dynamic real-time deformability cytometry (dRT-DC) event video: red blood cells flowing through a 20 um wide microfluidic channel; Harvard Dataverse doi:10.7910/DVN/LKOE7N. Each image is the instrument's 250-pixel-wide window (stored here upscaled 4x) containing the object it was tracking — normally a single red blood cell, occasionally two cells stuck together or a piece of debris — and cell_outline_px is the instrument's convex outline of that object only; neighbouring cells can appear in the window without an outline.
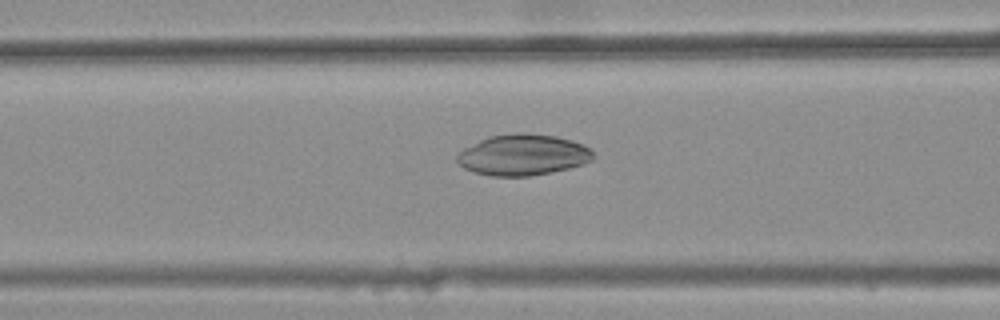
{"species": "common noctule bat (a hibernating species)", "species_latin": "Nyctalus noctula", "temperature_condition": "warm", "stored_images_in_passage": 34, "camera_frame_rate_fps": 3000, "um_per_image_px": 0.085, "animal": {"sex": "female", "body_mass_g": 25.1}, "frame": {"image": 1, "passage_image": 9, "time_ms": 2.667, "image_size_px": [1000, 320], "cell_outline_px": [[596, 156], [592, 160], [584, 164], [552, 172], [528, 176], [492, 176], [472, 172], [464, 168], [456, 160], [456, 156], [464, 148], [488, 136], [516, 132], [524, 132], [556, 136], [572, 140], [592, 148]], "centroid_in_image_um": [44.48, 13.16], "position_along_channel_um": 122.1, "area_um2": 32.89}}
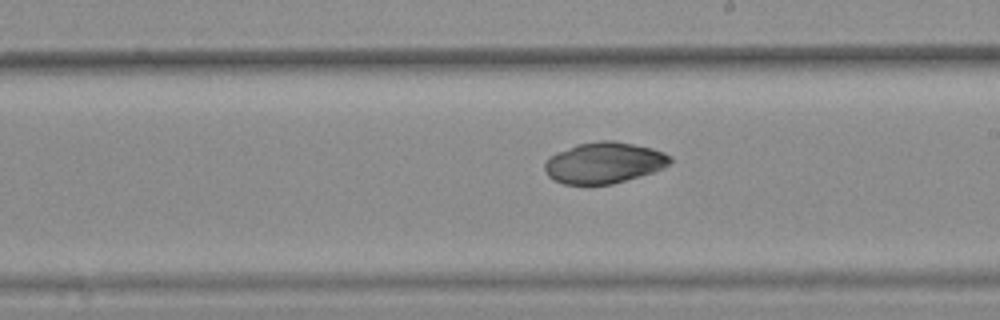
{"frame": {"image": 2, "passage_image": 18, "time_ms": 5.667, "image_size_px": [1000, 320], "cell_outline_px": [[672, 160], [664, 168], [652, 172], [612, 184], [588, 188], [564, 184], [548, 176], [544, 168], [544, 164], [556, 152], [576, 144], [600, 140], [612, 140], [652, 148], [664, 152], [672, 156]], "centroid_in_image_um": [51.32, 13.87], "position_along_channel_um": 237.7, "area_um2": 30.58}}
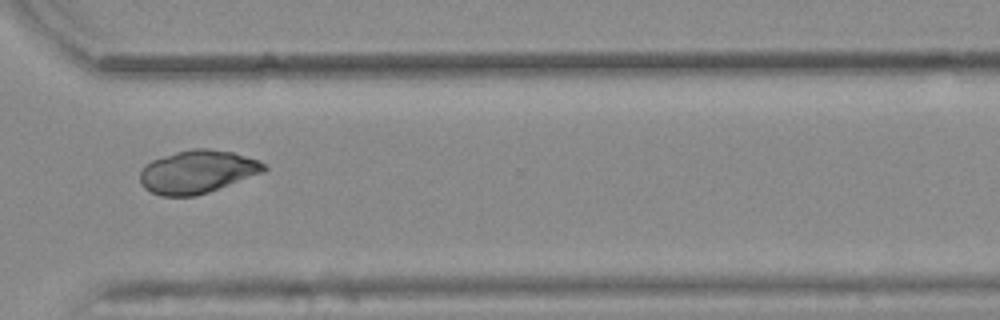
{"frame": {"image": 3, "passage_image": 27, "time_ms": 8.667, "image_size_px": [1000, 320], "cell_outline_px": [[268, 168], [264, 172], [208, 192], [196, 196], [160, 196], [144, 188], [140, 184], [140, 172], [144, 164], [152, 160], [176, 152], [192, 148], [208, 148], [232, 152], [256, 160], [264, 164]], "centroid_in_image_um": [16.74, 14.6], "position_along_channel_um": 353.9, "area_um2": 30.98}}